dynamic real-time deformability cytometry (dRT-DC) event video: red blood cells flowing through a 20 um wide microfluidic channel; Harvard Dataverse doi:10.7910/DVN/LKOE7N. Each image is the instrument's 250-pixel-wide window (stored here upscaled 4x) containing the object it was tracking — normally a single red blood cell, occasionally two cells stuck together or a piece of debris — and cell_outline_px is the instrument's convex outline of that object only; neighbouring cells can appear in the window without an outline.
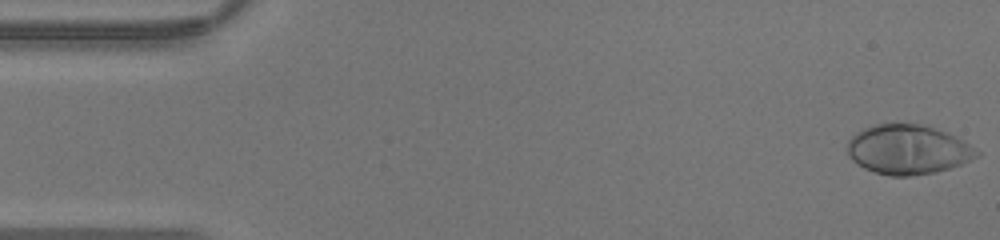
{"species": "human", "species_latin": "Homo sapiens", "temperature_condition": "warm", "stored_images_in_passage": 43, "camera_frame_rate_fps": 3000, "um_per_image_px": 0.085, "donor": {"sex": "male"}, "frame": {"image": 1, "passage_image": 1, "time_ms": 0.0, "image_size_px": [1000, 240], "cell_outline_px": [[980, 156], [960, 164], [936, 172], [908, 176], [888, 176], [864, 168], [856, 164], [848, 156], [848, 140], [856, 132], [872, 124], [928, 124], [948, 132], [964, 140], [980, 152]], "centroid_in_image_um": [77.18, 12.7], "position_along_channel_um": 7.8, "area_um2": 37.63}}
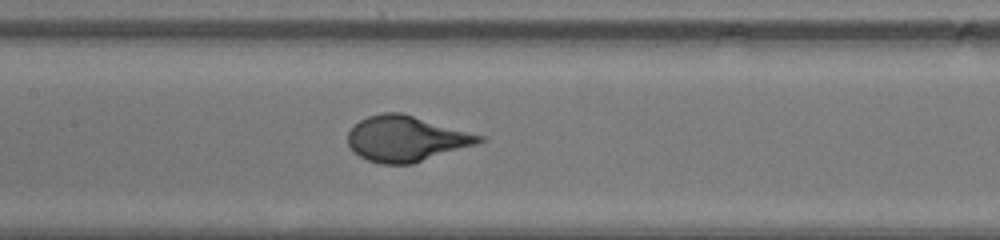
{"frame": {"image": 2, "passage_image": 20, "time_ms": 6.333, "image_size_px": [1000, 240], "cell_outline_px": [[488, 140], [476, 144], [412, 164], [380, 164], [368, 160], [352, 152], [348, 144], [348, 132], [360, 120], [368, 116], [384, 112], [400, 112], [484, 136]], "centroid_in_image_um": [34.51, 11.79], "position_along_channel_um": 172.9, "area_um2": 34.68}}
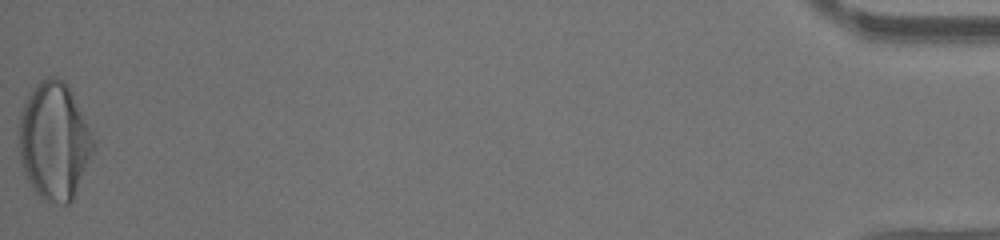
{"frame": {"image": 3, "passage_image": 43, "time_ms": 14.0, "image_size_px": [1000, 240], "cell_outline_px": [[96, 148], [72, 200], [68, 204], [64, 204], [48, 200], [40, 196], [36, 192], [28, 180], [20, 164], [20, 112], [32, 88], [40, 80], [48, 76], [56, 76], [64, 80], [68, 84], [96, 144]], "centroid_in_image_um": [4.62, 11.96], "position_along_channel_um": 430.6, "area_um2": 50.63}}